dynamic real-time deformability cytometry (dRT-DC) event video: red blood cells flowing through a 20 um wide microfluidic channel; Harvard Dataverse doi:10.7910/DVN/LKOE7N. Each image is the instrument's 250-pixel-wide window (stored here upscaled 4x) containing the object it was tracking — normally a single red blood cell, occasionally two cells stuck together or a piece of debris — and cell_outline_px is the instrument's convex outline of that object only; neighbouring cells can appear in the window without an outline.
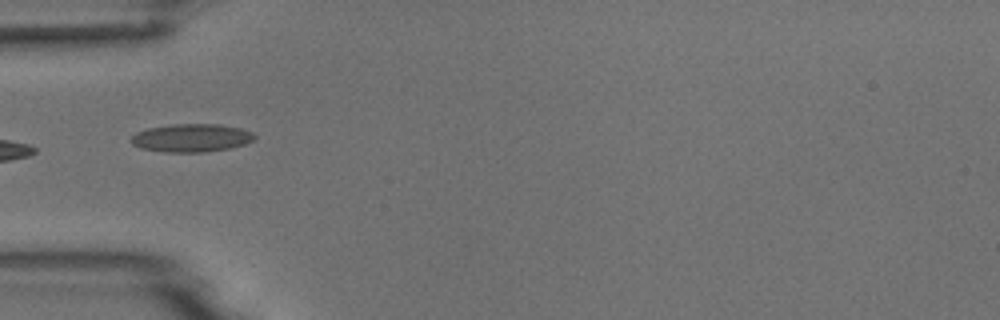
{"species": "common noctule bat (a hibernating species)", "species_latin": "Nyctalus noctula", "temperature_condition": "room temperature", "stored_images_in_passage": 5, "camera_frame_rate_fps": 3000, "um_per_image_px": 0.085, "animal": {"sex": "male", "body_mass_g": 18.8}, "frame": {"image": 1, "passage_image": 3, "time_ms": 2.333, "image_size_px": [1000, 320], "cell_outline_px": [[256, 136], [252, 140], [244, 144], [232, 148], [204, 152], [168, 152], [140, 148], [132, 144], [128, 140], [136, 132], [148, 128], [172, 124], [220, 124], [240, 128], [252, 132]], "centroid_in_image_um": [16.25, 11.72], "position_along_channel_um": 68.8, "area_um2": 20.29}}